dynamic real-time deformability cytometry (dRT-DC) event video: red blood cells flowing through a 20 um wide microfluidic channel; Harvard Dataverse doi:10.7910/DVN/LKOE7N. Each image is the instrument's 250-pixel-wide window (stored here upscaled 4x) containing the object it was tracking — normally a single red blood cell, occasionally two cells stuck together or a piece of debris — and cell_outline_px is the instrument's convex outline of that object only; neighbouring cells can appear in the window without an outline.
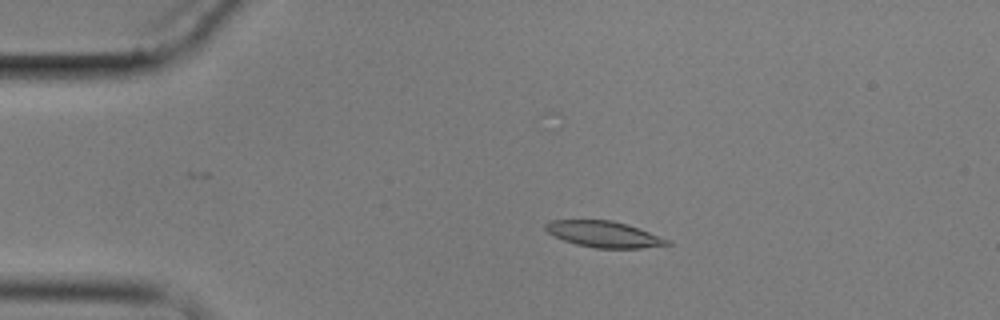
{"species": "common noctule bat (a hibernating species)", "species_latin": "Nyctalus noctula", "temperature_condition": "cold", "stored_images_in_passage": 8, "camera_frame_rate_fps": 3000, "um_per_image_px": 0.085, "animal": {"sex": "male", "body_mass_g": 17.9}, "frame": {"image": 1, "passage_image": 2, "time_ms": 1.333, "image_size_px": [1000, 320], "cell_outline_px": [[672, 244], [640, 248], [596, 248], [576, 244], [564, 240], [548, 232], [544, 228], [544, 224], [552, 220], [612, 220], [672, 240]], "centroid_in_image_um": [51.33, 19.91], "position_along_channel_um": 33.7, "area_um2": 18.26}}
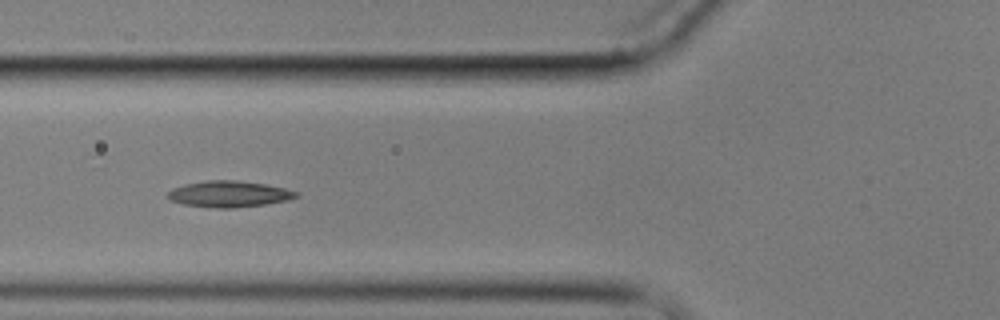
{"frame": {"image": 2, "passage_image": 5, "time_ms": 4.667, "image_size_px": [1000, 320], "cell_outline_px": [[300, 196], [288, 200], [264, 204], [232, 208], [216, 208], [184, 204], [172, 200], [164, 196], [172, 188], [184, 184], [208, 180], [236, 180], [264, 184], [284, 188], [300, 192]], "centroid_in_image_um": [19.47, 16.48], "position_along_channel_um": 106.3, "area_um2": 19.59}}
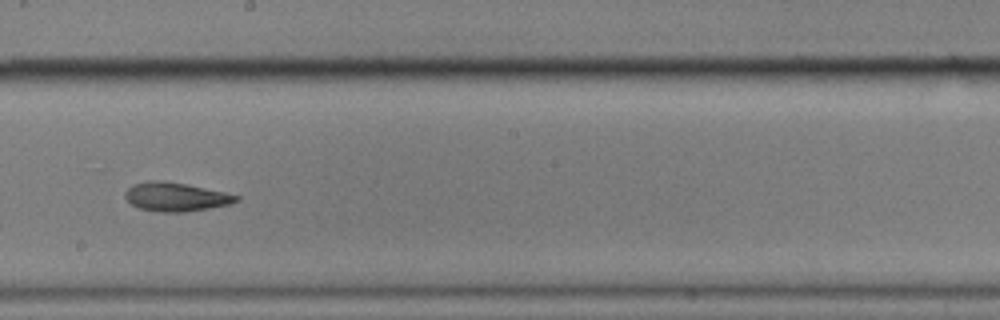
{"frame": {"image": 3, "passage_image": 8, "time_ms": 8.333, "image_size_px": [1000, 320], "cell_outline_px": [[240, 200], [228, 204], [208, 208], [184, 212], [160, 212], [140, 208], [132, 204], [124, 196], [124, 192], [132, 184], [148, 180], [164, 180], [188, 184], [224, 192], [240, 196]], "centroid_in_image_um": [14.92, 16.71], "position_along_channel_um": 233.3, "area_um2": 18.67}}